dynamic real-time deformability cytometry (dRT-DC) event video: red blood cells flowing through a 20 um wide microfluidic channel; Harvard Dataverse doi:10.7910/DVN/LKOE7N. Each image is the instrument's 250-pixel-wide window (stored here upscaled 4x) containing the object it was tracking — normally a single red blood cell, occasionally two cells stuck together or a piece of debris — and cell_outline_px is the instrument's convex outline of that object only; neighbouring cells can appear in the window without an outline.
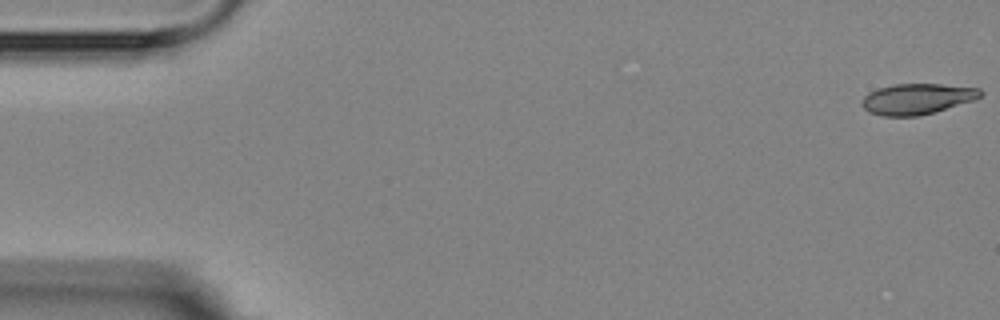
{"species": "Egyptian fruit bat (a non-hibernating species)", "species_latin": "Rousettus aegyptiacus", "temperature_condition": "room temperature", "stored_images_in_passage": 3, "camera_frame_rate_fps": 3000, "um_per_image_px": 0.085, "animal": {"sex": "female"}, "frame": {"image": 1, "passage_image": 1, "time_ms": 0.0, "image_size_px": [1000, 320], "cell_outline_px": [[984, 92], [976, 100], [920, 116], [884, 116], [868, 112], [860, 104], [864, 96], [868, 92], [880, 88], [896, 84], [940, 84], [980, 88]], "centroid_in_image_um": [77.96, 8.41], "position_along_channel_um": 7.0, "area_um2": 21.33}}